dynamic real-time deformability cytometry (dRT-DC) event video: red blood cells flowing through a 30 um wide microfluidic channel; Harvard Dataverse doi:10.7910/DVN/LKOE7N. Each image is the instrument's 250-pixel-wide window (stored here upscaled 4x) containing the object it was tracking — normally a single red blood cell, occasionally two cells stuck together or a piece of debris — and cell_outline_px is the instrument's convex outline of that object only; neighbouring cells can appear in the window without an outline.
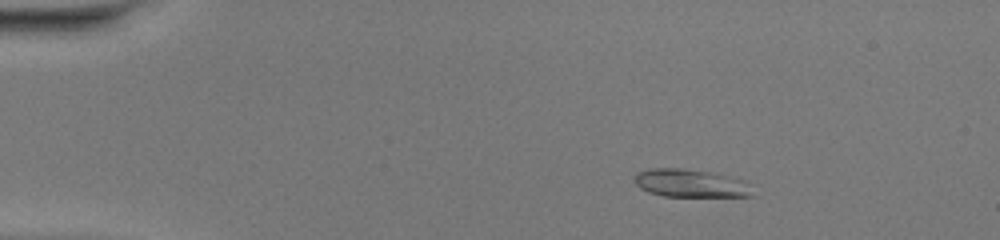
{"species": "common noctule bat (a hibernating species)", "species_latin": "Nyctalus noctula", "temperature_condition": "warm", "stored_images_in_passage": 49, "camera_frame_rate_fps": 3000, "um_per_image_px": 0.085, "animal": {"sex": "female", "body_mass_g": 20.0, "forearm_length_mm": 54.0}, "frame": {"image": 1, "passage_image": 8, "time_ms": 2.333, "image_size_px": [1000, 240], "cell_outline_px": [[756, 196], [664, 196], [648, 192], [640, 188], [632, 180], [636, 172], [648, 168], [684, 168], [708, 172], [744, 180], [752, 184]], "centroid_in_image_um": [58.7, 15.58], "position_along_channel_um": 26.3, "area_um2": 19.54}}
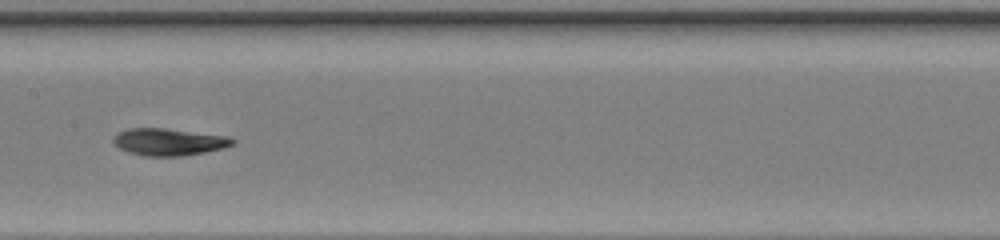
{"frame": {"image": 2, "passage_image": 26, "time_ms": 8.333, "image_size_px": [1000, 240], "cell_outline_px": [[236, 140], [232, 144], [224, 148], [204, 152], [180, 156], [144, 156], [128, 152], [120, 148], [112, 140], [112, 136], [116, 132], [128, 128], [164, 128], [228, 136]], "centroid_in_image_um": [14.31, 12.05], "position_along_channel_um": 193.1, "area_um2": 18.84}}
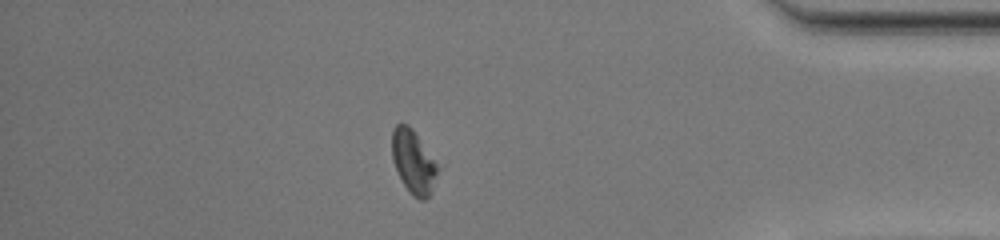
{"frame": {"image": 3, "passage_image": 43, "time_ms": 14.0, "image_size_px": [1000, 240], "cell_outline_px": [[444, 168], [432, 192], [424, 200], [420, 200], [412, 196], [408, 192], [392, 160], [392, 128], [396, 124], [408, 124], [412, 128], [444, 164]], "centroid_in_image_um": [35.28, 13.76], "position_along_channel_um": 399.9, "area_um2": 18.32}, "authors_computed_cell_mechanics": {"area_um2": 18.6694, "velocity_mm_per_s": 4.1985, "shape_relaxation_time_tau1_ms": 2.7214, "shape_relaxation_time_tau2_ms": 3.5571, "deformation_change_tau1": 0.1512, "deformation_change_tau2": 0.0806}}